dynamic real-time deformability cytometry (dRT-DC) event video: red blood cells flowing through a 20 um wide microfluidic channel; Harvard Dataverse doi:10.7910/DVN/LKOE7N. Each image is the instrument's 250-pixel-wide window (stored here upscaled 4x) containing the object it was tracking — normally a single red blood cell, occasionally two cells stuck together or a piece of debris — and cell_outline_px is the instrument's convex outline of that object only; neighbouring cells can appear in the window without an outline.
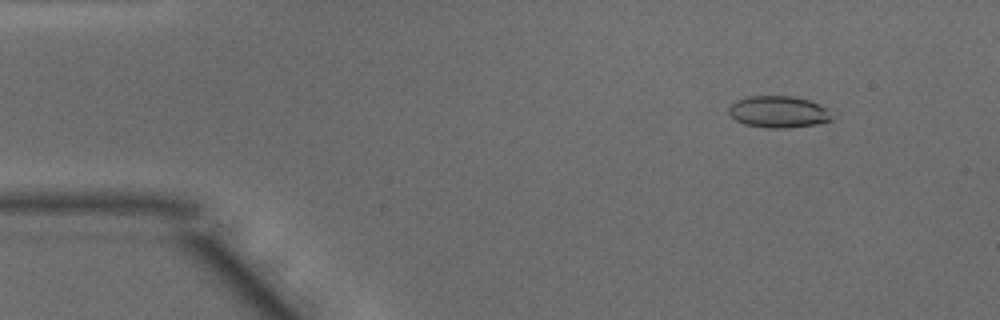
{"species": "common noctule bat (a hibernating species)", "species_latin": "Nyctalus noctula", "temperature_condition": "warm", "stored_images_in_passage": 49, "camera_frame_rate_fps": 3000, "um_per_image_px": 0.085, "animal": {"sex": "male", "body_mass_g": 15.6}, "frame": {"image": 1, "passage_image": 6, "time_ms": 1.667, "image_size_px": [1000, 320], "cell_outline_px": [[832, 120], [816, 124], [788, 128], [768, 128], [744, 124], [736, 120], [728, 112], [728, 108], [736, 100], [748, 96], [792, 96], [808, 100], [820, 104], [828, 108]], "centroid_in_image_um": [66.17, 9.5], "position_along_channel_um": 18.8, "area_um2": 19.07}}
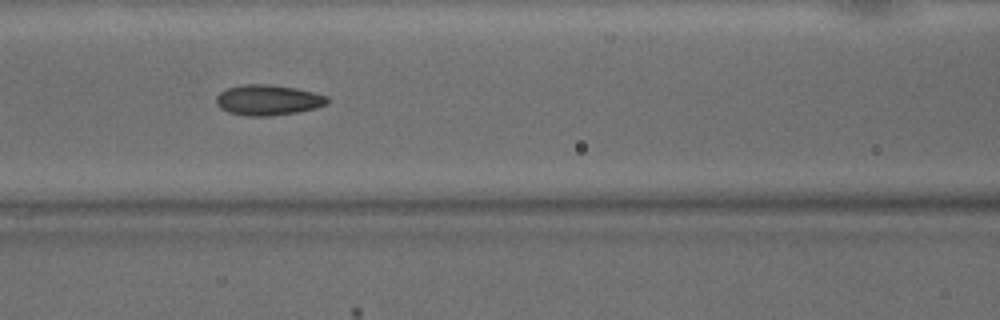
{"frame": {"image": 2, "passage_image": 21, "time_ms": 6.667, "image_size_px": [1000, 320], "cell_outline_px": [[328, 104], [316, 108], [296, 112], [264, 116], [248, 116], [228, 112], [220, 108], [216, 104], [216, 96], [220, 92], [228, 88], [244, 84], [268, 84], [296, 88], [328, 96]], "centroid_in_image_um": [22.77, 8.5], "position_along_channel_um": 143.8, "area_um2": 19.65}}
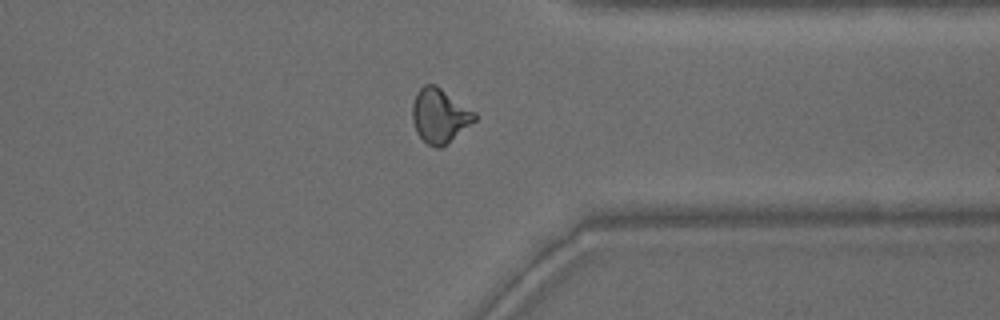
{"frame": {"image": 3, "passage_image": 38, "time_ms": 12.333, "image_size_px": [1000, 320], "cell_outline_px": [[476, 120], [440, 148], [436, 148], [428, 144], [416, 132], [412, 120], [412, 104], [416, 92], [424, 84], [436, 84], [476, 112]], "centroid_in_image_um": [37.35, 9.8], "position_along_channel_um": 374.0, "area_um2": 19.65}, "authors_computed_cell_mechanics": {"area_um2": 19.1318, "velocity_mm_per_s": 4.1424, "shape_relaxation_time_tau1_ms": null, "shape_relaxation_time_tau2_ms": 1.8494, "deformation_change_tau1": null, "deformation_change_tau2": 0.0788}}